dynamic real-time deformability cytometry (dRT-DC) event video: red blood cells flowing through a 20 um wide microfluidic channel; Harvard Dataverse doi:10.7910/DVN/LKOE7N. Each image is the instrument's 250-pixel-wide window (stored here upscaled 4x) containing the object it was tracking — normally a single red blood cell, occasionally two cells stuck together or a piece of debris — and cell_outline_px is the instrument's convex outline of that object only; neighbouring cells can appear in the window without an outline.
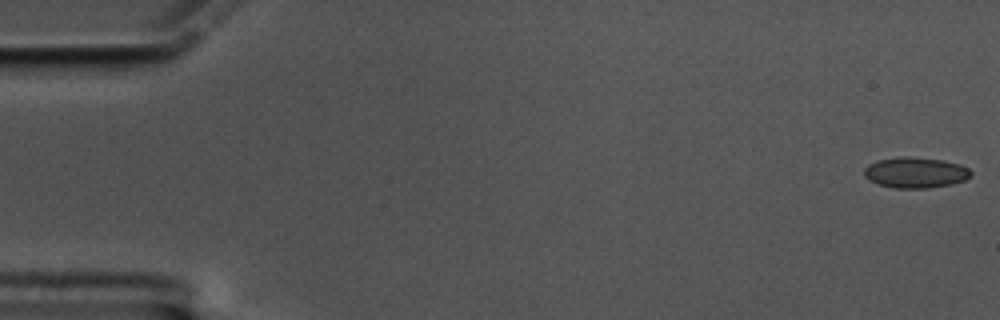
{"species": "common noctule bat (a hibernating species)", "species_latin": "Nyctalus noctula", "temperature_condition": "cold", "stored_images_in_passage": 59, "camera_frame_rate_fps": 3000, "um_per_image_px": 0.085, "animal": {"sex": "male", "body_mass_g": 17.5, "forearm_length_mm": 52.3}, "frame": {"image": 1, "passage_image": 1, "time_ms": 0.0, "image_size_px": [1000, 320], "cell_outline_px": [[972, 176], [964, 180], [952, 184], [928, 188], [892, 188], [868, 180], [864, 176], [864, 168], [868, 164], [876, 160], [900, 156], [904, 156], [944, 160], [960, 164], [968, 168], [972, 172]], "centroid_in_image_um": [77.8, 14.66], "position_along_channel_um": 7.2, "area_um2": 19.31}}
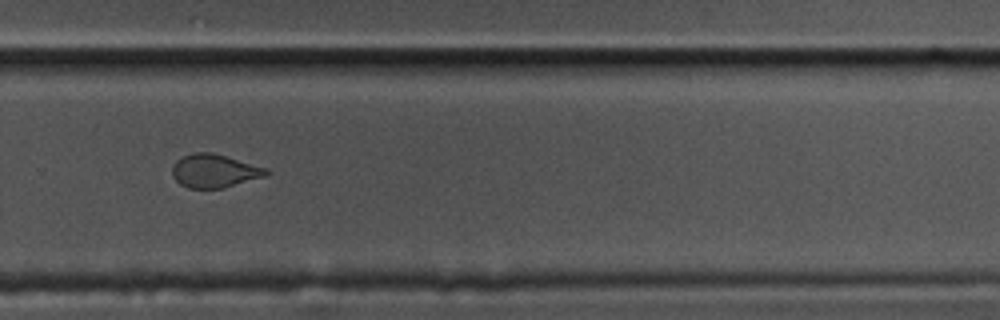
{"frame": {"image": 2, "passage_image": 40, "time_ms": 13.0, "image_size_px": [1000, 320], "cell_outline_px": [[272, 172], [268, 176], [224, 188], [188, 188], [180, 184], [172, 176], [172, 164], [176, 160], [184, 156], [196, 152], [212, 152], [268, 168]], "centroid_in_image_um": [18.27, 14.53], "position_along_channel_um": 311.5, "area_um2": 18.55}}
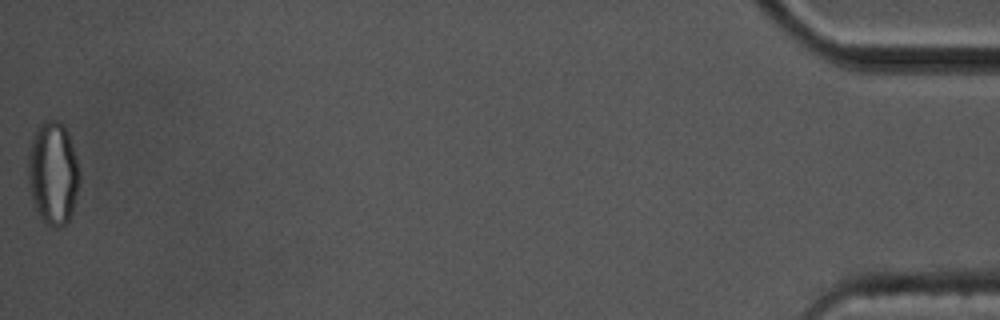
{"frame": {"image": 3, "passage_image": 59, "time_ms": 19.333, "image_size_px": [1000, 320], "cell_outline_px": [[80, 180], [72, 212], [68, 220], [60, 228], [52, 228], [40, 216], [36, 208], [28, 188], [28, 148], [36, 128], [44, 120], [56, 120], [64, 124], [68, 132], [72, 144], [80, 172]], "centroid_in_image_um": [4.5, 14.69], "position_along_channel_um": 430.7, "area_um2": 31.1}, "authors_computed_cell_mechanics": {"area_um2": 18.8428, "velocity_mm_per_s": 3.4171, "shape_relaxation_time_tau1_ms": 8.4457, "shape_relaxation_time_tau2_ms": 1.3903, "deformation_change_tau1": 0.1529, "deformation_change_tau2": 0.0539}}